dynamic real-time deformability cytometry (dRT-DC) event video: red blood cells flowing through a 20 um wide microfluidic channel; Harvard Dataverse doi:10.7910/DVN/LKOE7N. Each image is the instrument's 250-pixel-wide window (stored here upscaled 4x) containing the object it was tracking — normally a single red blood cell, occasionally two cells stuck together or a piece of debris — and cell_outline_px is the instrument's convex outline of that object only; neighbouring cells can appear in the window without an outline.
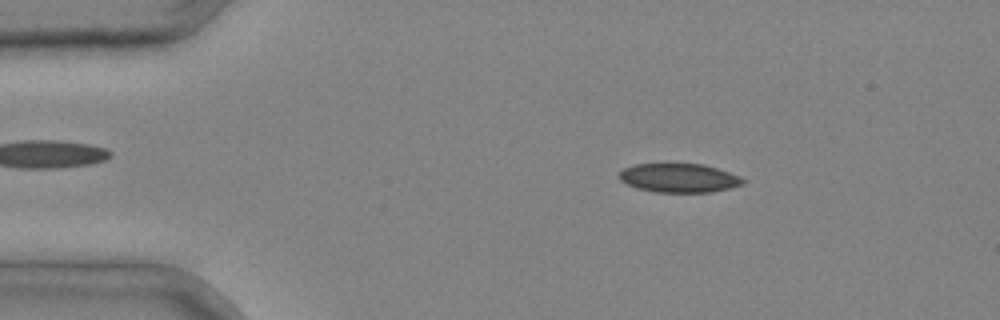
{"species": "common noctule bat (a hibernating species)", "species_latin": "Nyctalus noctula", "temperature_condition": "cold", "stored_images_in_passage": 2, "camera_frame_rate_fps": 3000, "um_per_image_px": 0.085, "animal": {"sex": "male", "body_mass_g": 20.4}, "frame": {"image": 1, "passage_image": 1, "time_ms": 0.0, "image_size_px": [1000, 320], "cell_outline_px": [[744, 184], [732, 188], [712, 192], [656, 192], [640, 188], [628, 184], [620, 180], [620, 172], [624, 168], [636, 164], [664, 160], [668, 160], [704, 164], [740, 176], [744, 180]], "centroid_in_image_um": [57.72, 15.06], "position_along_channel_um": 27.3, "area_um2": 21.68}}